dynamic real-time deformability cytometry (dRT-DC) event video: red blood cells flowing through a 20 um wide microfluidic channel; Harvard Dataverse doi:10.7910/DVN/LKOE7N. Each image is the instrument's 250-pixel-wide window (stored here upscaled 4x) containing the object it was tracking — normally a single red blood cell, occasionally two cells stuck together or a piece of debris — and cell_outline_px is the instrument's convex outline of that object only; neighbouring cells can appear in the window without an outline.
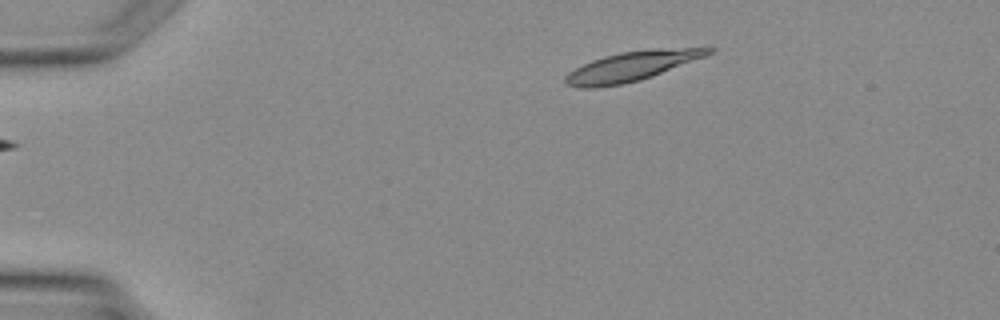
{"species": "Egyptian fruit bat (a non-hibernating species)", "species_latin": "Rousettus aegyptiacus", "temperature_condition": "warm", "stored_images_in_passage": 2, "camera_frame_rate_fps": 3000, "um_per_image_px": 0.085, "animal": {"sex": "female"}, "frame": {"image": 1, "passage_image": 1, "time_ms": 0.0, "image_size_px": [1000, 320], "cell_outline_px": [[716, 48], [712, 52], [704, 56], [652, 76], [640, 80], [600, 88], [584, 88], [568, 84], [564, 80], [564, 76], [568, 72], [592, 60], [604, 56], [620, 52], [652, 48]], "centroid_in_image_um": [53.65, 5.63], "position_along_channel_um": 31.4, "area_um2": 24.28}}